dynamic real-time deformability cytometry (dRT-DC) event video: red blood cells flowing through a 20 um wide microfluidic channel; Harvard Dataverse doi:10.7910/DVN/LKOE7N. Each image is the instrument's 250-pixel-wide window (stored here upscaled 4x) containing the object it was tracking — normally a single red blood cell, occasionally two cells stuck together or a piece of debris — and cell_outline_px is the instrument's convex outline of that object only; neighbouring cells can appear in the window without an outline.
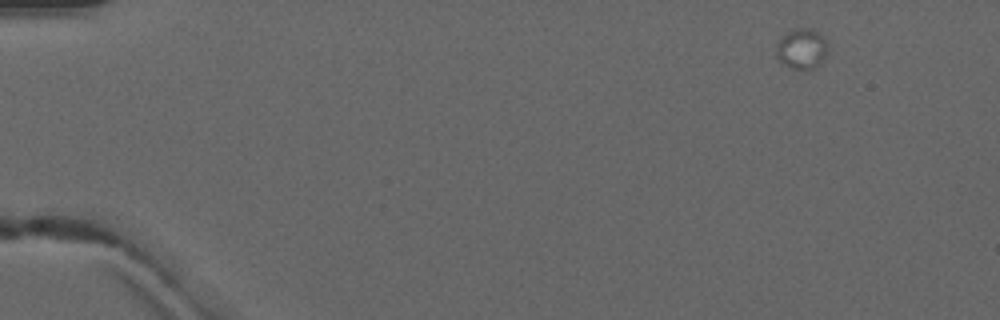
{"species": "common noctule bat (a hibernating species)", "species_latin": "Nyctalus noctula", "temperature_condition": "warm", "stored_images_in_passage": 4, "camera_frame_rate_fps": 3000, "um_per_image_px": 0.085, "animal": {"sex": "male", "forearm_length_mm": 52.5}, "frame": {"image": 1, "passage_image": 1, "time_ms": 0.0, "image_size_px": [1000, 320], "cell_outline_px": [[828, 52], [820, 64], [812, 68], [792, 68], [784, 64], [776, 56], [776, 44], [788, 32], [796, 28], [812, 28], [824, 36], [828, 40]], "centroid_in_image_um": [68.2, 4.12], "position_along_channel_um": 16.8, "area_um2": 12.14}}